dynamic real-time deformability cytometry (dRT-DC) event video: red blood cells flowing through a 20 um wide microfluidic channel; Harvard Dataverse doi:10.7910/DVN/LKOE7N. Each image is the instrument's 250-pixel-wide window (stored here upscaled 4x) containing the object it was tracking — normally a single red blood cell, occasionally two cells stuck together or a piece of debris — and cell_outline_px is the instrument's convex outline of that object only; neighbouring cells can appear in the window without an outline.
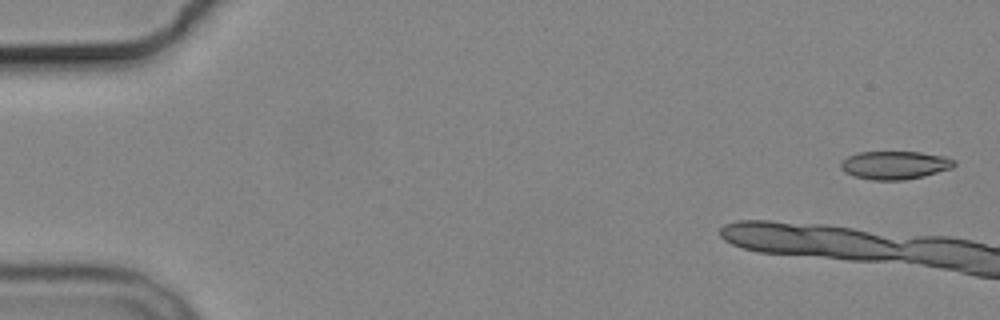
{"species": "common noctule bat (a hibernating species)", "species_latin": "Nyctalus noctula", "temperature_condition": "cold", "stored_images_in_passage": 4, "camera_frame_rate_fps": 3000, "um_per_image_px": 0.085, "animal": {"sex": "male", "body_mass_g": 19.2, "forearm_length_mm": 51.8}, "frame": {"image": 1, "passage_image": 1, "time_ms": 0.0, "image_size_px": [1000, 320], "cell_outline_px": [[956, 164], [952, 168], [924, 176], [904, 180], [872, 180], [852, 176], [844, 172], [840, 168], [840, 164], [848, 156], [860, 152], [920, 152], [944, 156], [956, 160]], "centroid_in_image_um": [76.06, 14.04], "position_along_channel_um": 8.9, "area_um2": 18.73}}